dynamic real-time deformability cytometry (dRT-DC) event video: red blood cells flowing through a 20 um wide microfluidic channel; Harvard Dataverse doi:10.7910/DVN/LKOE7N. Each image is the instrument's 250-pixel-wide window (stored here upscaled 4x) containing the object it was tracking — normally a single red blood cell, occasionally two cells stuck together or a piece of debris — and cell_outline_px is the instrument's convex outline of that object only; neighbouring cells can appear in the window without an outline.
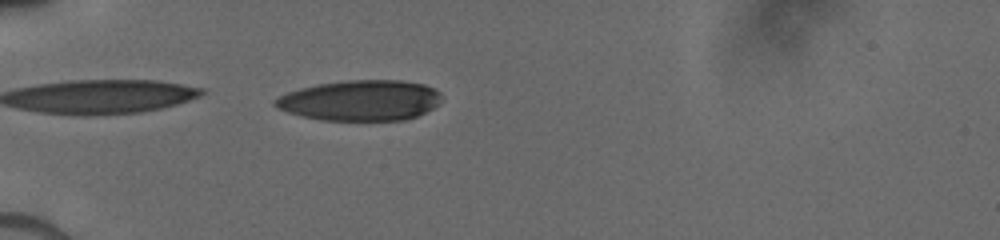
{"species": "human", "species_latin": "Homo sapiens", "temperature_condition": "cold", "stored_images_in_passage": 37, "camera_frame_rate_fps": 3000, "um_per_image_px": 0.085, "donor": {"sex": "male"}, "frame": {"image": 1, "passage_image": 1, "time_ms": 0.0, "image_size_px": [1000, 240], "cell_outline_px": [[444, 96], [440, 104], [416, 116], [404, 120], [320, 120], [300, 116], [276, 108], [272, 104], [272, 100], [288, 92], [300, 88], [320, 84], [348, 80], [400, 80], [424, 84], [440, 92]], "centroid_in_image_um": [30.64, 8.54], "position_along_channel_um": 54.4, "area_um2": 39.48}}
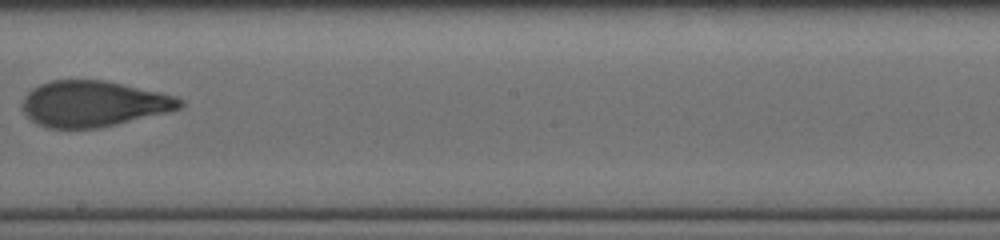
{"frame": {"image": 2, "passage_image": 12, "time_ms": 5.0, "image_size_px": [1000, 240], "cell_outline_px": [[184, 104], [180, 108], [168, 112], [100, 128], [48, 128], [36, 124], [24, 112], [24, 96], [32, 88], [40, 84], [52, 80], [104, 80], [124, 84], [176, 96], [184, 100]], "centroid_in_image_um": [7.96, 8.82], "position_along_channel_um": 240.2, "area_um2": 42.02}}
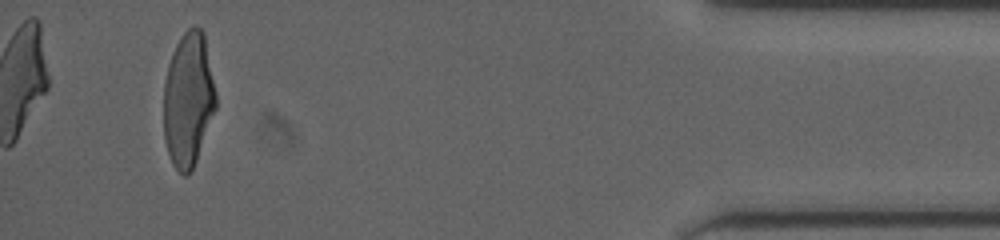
{"frame": {"image": 3, "passage_image": 32, "time_ms": 10.667, "image_size_px": [1000, 240], "cell_outline_px": [[216, 108], [196, 160], [192, 168], [184, 176], [172, 164], [164, 140], [164, 84], [168, 64], [172, 52], [180, 36], [192, 24], [196, 24], [204, 32], [216, 92]], "centroid_in_image_um": [16.0, 8.4], "position_along_channel_um": 419.2, "area_um2": 40.92}}